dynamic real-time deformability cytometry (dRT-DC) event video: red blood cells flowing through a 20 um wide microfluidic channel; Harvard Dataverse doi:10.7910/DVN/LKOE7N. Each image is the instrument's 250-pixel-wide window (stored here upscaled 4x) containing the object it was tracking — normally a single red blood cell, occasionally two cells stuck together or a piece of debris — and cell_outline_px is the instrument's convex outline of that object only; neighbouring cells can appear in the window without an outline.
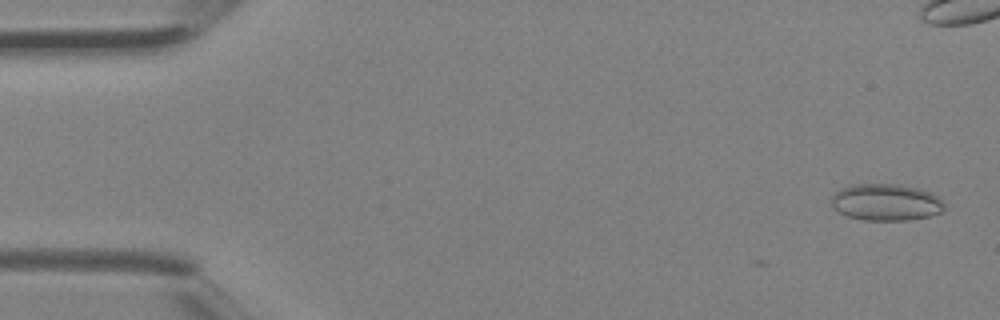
{"species": "Egyptian fruit bat (a non-hibernating species)", "species_latin": "Rousettus aegyptiacus", "temperature_condition": "room temperature", "stored_images_in_passage": 6, "camera_frame_rate_fps": 3000, "um_per_image_px": 0.085, "animal": {"sex": "female"}, "frame": {"image": 1, "passage_image": 1, "time_ms": 0.0, "image_size_px": [1000, 320], "cell_outline_px": [[944, 208], [940, 212], [932, 216], [908, 220], [864, 220], [848, 216], [840, 212], [832, 204], [832, 196], [840, 188], [848, 184], [900, 184], [932, 192], [940, 196], [944, 204]], "centroid_in_image_um": [75.34, 17.18], "position_along_channel_um": 9.7, "area_um2": 24.33}}
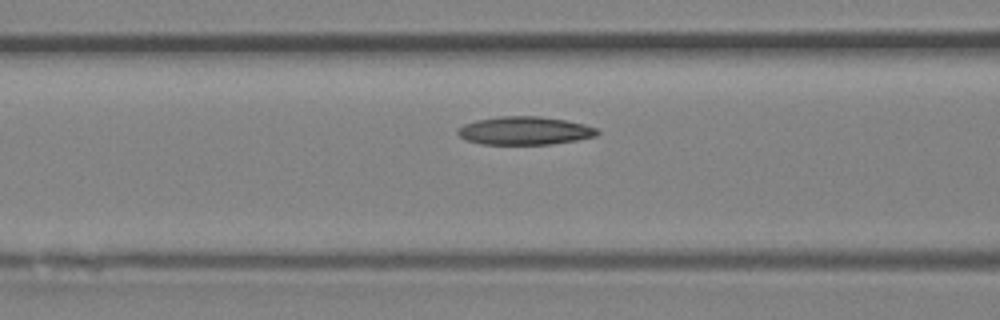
{"frame": {"image": 2, "passage_image": 6, "time_ms": 1.667, "image_size_px": [1000, 320], "cell_outline_px": [[600, 132], [596, 136], [576, 140], [552, 144], [480, 144], [468, 140], [460, 136], [456, 132], [456, 128], [464, 124], [476, 120], [500, 116], [540, 116], [564, 120], [584, 124], [596, 128]], "centroid_in_image_um": [44.58, 11.1], "position_along_channel_um": 122.0, "area_um2": 22.89}}